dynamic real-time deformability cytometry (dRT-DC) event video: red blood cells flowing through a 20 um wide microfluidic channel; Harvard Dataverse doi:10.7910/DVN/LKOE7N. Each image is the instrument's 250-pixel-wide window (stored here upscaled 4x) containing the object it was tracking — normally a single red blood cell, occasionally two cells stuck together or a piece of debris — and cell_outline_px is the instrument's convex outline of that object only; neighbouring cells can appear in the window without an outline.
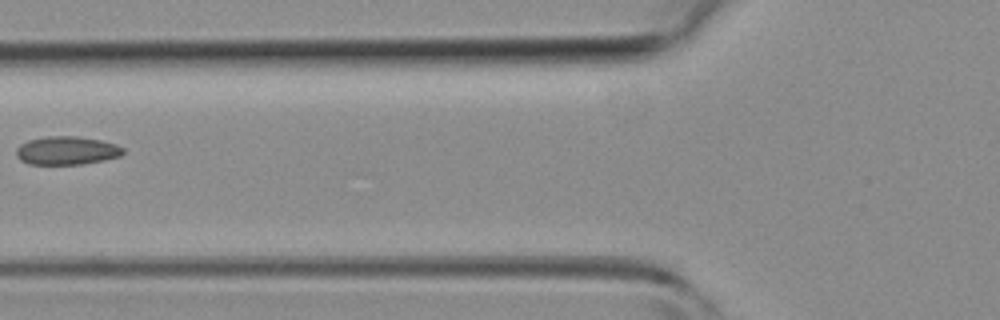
{"species": "common noctule bat (a hibernating species)", "species_latin": "Nyctalus noctula", "temperature_condition": "room temperature", "stored_images_in_passage": 5, "camera_frame_rate_fps": 3000, "um_per_image_px": 0.085, "animal": {"sex": "female", "body_mass_g": 19.3, "forearm_length_mm": 54.1}, "frame": {"image": 1, "passage_image": 5, "time_ms": 4.667, "image_size_px": [1000, 320], "cell_outline_px": [[124, 152], [120, 156], [104, 160], [80, 164], [28, 164], [20, 160], [16, 156], [16, 148], [20, 144], [28, 140], [48, 136], [76, 136], [100, 140], [116, 144], [124, 148]], "centroid_in_image_um": [5.65, 12.79], "position_along_channel_um": 120.1, "area_um2": 17.69}}